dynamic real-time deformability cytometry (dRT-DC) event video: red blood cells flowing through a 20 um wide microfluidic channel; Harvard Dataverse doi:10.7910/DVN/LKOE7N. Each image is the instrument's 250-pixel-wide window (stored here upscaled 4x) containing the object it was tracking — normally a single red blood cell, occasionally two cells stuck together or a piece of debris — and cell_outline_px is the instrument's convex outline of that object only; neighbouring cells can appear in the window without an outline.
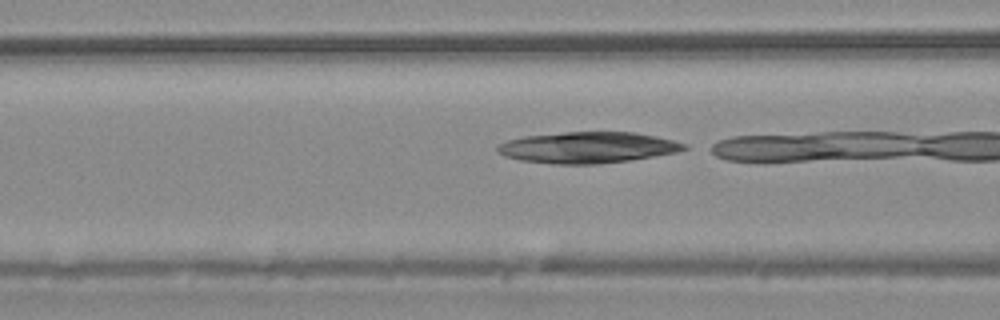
{"species": "common noctule bat (a hibernating species)", "species_latin": "Nyctalus noctula", "temperature_condition": "warm", "stored_images_in_passage": 4, "camera_frame_rate_fps": 3000, "um_per_image_px": 0.085, "animal": {"sex": "male", "body_mass_g": 20.4}, "frame": {"image": 1, "passage_image": 3, "time_ms": 0.667, "image_size_px": [1000, 320], "cell_outline_px": [[688, 148], [676, 152], [628, 160], [596, 164], [556, 164], [520, 160], [504, 156], [496, 152], [496, 144], [508, 140], [524, 136], [564, 132], [632, 132], [656, 136], [688, 144]], "centroid_in_image_um": [49.9, 12.53], "position_along_channel_um": 116.7, "area_um2": 33.81}}